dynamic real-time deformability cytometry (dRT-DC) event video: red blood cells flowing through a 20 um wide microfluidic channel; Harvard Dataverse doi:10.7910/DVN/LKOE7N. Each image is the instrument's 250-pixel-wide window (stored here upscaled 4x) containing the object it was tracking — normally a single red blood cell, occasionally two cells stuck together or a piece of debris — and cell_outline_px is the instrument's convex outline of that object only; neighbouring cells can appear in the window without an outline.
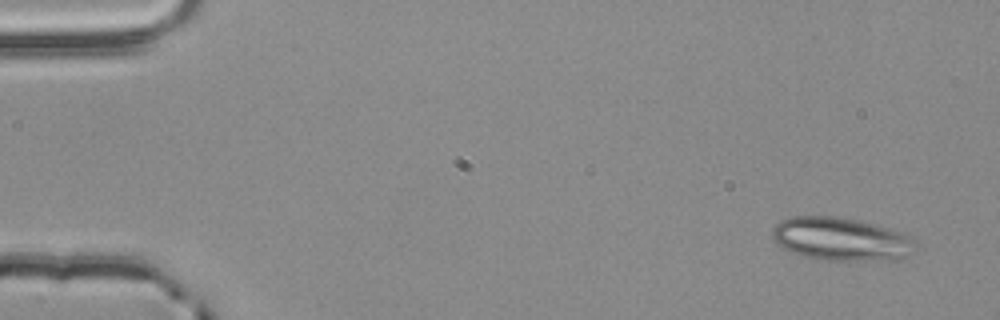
{"species": "common noctule bat (a hibernating species)", "species_latin": "Nyctalus noctula", "temperature_condition": "room temperature", "stored_images_in_passage": 3, "camera_frame_rate_fps": 3000, "um_per_image_px": 0.085, "animal": {"sex": "male", "body_mass_g": 20.4}, "frame": {"image": 1, "passage_image": 1, "time_ms": 0.0, "image_size_px": [1000, 320], "cell_outline_px": [[916, 252], [900, 260], [828, 260], [804, 256], [792, 252], [776, 244], [772, 240], [772, 228], [780, 220], [792, 216], [832, 216], [860, 220], [892, 228], [916, 236]], "centroid_in_image_um": [71.58, 20.31], "position_along_channel_um": 13.4, "area_um2": 36.88}}